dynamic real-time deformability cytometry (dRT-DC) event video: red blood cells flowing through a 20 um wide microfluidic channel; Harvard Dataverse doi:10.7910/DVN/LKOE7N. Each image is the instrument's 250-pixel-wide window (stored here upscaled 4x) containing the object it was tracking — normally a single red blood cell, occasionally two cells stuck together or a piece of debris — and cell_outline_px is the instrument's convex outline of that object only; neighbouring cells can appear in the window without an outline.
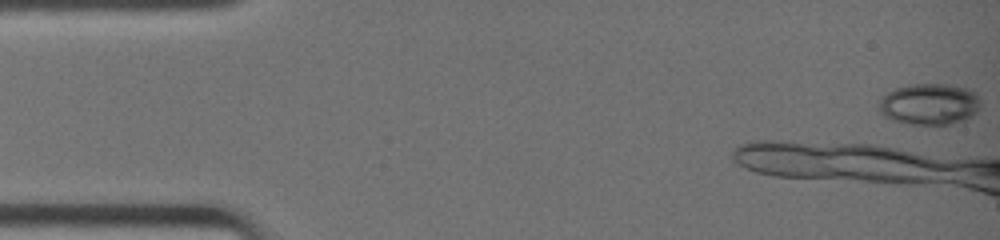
{"species": "common noctule bat (a hibernating species)", "species_latin": "Nyctalus noctula", "temperature_condition": "warm", "stored_images_in_passage": 11, "camera_frame_rate_fps": 3000, "um_per_image_px": 0.085, "animal": {"sex": "female", "body_mass_g": 19.0, "forearm_length_mm": 51.5}, "frame": {"image": 1, "passage_image": 1, "time_ms": 0.0, "image_size_px": [1000, 240], "cell_outline_px": [[980, 108], [972, 116], [964, 120], [952, 124], [908, 124], [884, 116], [880, 112], [880, 100], [888, 92], [896, 88], [912, 84], [948, 84], [968, 88], [976, 92], [980, 100]], "centroid_in_image_um": [79.05, 8.84], "position_along_channel_um": 5.9, "area_um2": 24.45}}